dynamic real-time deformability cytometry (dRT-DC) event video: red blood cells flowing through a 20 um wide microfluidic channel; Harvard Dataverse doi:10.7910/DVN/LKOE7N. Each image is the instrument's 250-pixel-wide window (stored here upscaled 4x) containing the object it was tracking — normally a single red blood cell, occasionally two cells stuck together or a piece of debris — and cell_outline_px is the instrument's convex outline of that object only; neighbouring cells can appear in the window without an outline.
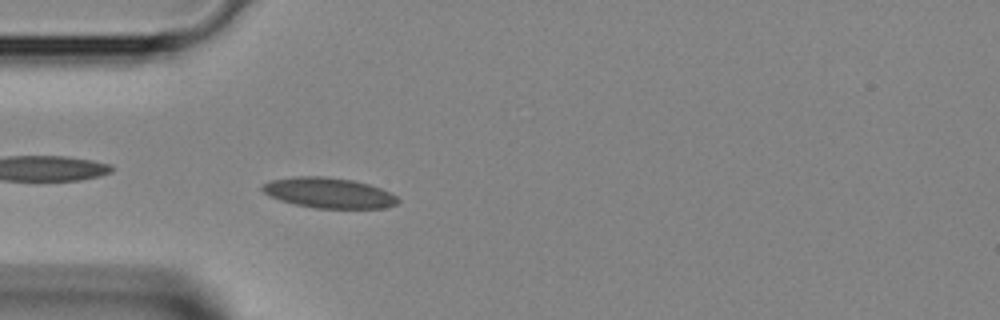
{"species": "Egyptian fruit bat (a non-hibernating species)", "species_latin": "Rousettus aegyptiacus", "temperature_condition": "room temperature", "stored_images_in_passage": 37, "camera_frame_rate_fps": 3000, "um_per_image_px": 0.085, "animal": {"sex": "female"}, "frame": {"image": 1, "passage_image": 10, "time_ms": 3.0, "image_size_px": [1000, 320], "cell_outline_px": [[400, 200], [396, 204], [384, 208], [316, 208], [296, 204], [280, 200], [268, 196], [260, 188], [264, 184], [272, 180], [296, 176], [324, 176], [352, 180], [368, 184], [380, 188], [396, 196]], "centroid_in_image_um": [27.93, 16.39], "position_along_channel_um": 57.1, "area_um2": 23.81}}
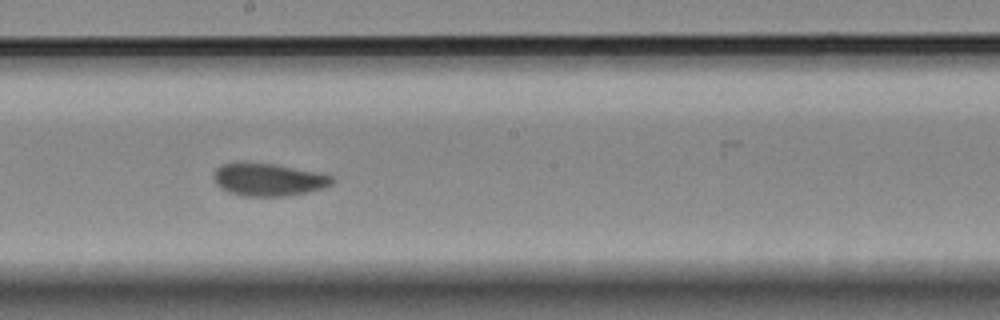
{"frame": {"image": 2, "passage_image": 21, "time_ms": 6.667, "image_size_px": [1000, 320], "cell_outline_px": [[336, 180], [332, 184], [324, 188], [308, 192], [284, 196], [244, 196], [228, 192], [220, 188], [216, 184], [212, 176], [216, 168], [220, 164], [236, 160], [244, 160], [272, 164], [320, 172], [332, 176]], "centroid_in_image_um": [22.76, 15.23], "position_along_channel_um": 225.4, "area_um2": 23.24}}
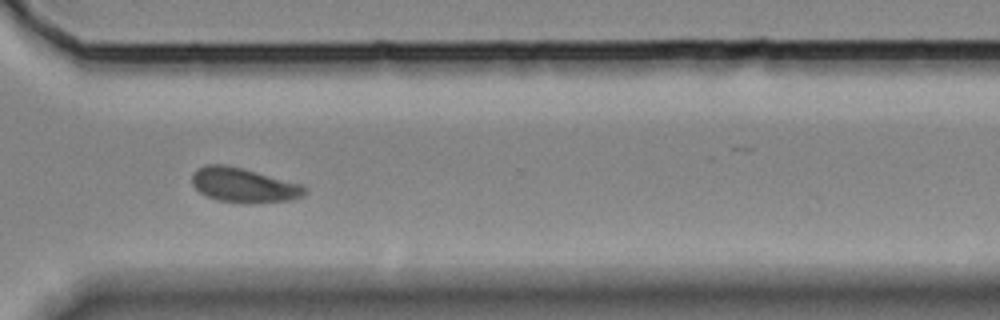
{"frame": {"image": 3, "passage_image": 29, "time_ms": 9.333, "image_size_px": [1000, 320], "cell_outline_px": [[308, 192], [304, 196], [292, 200], [220, 200], [208, 196], [200, 192], [192, 184], [192, 172], [204, 164], [228, 164], [244, 168], [304, 184], [308, 188]], "centroid_in_image_um": [20.75, 15.66], "position_along_channel_um": 349.9, "area_um2": 22.2}}